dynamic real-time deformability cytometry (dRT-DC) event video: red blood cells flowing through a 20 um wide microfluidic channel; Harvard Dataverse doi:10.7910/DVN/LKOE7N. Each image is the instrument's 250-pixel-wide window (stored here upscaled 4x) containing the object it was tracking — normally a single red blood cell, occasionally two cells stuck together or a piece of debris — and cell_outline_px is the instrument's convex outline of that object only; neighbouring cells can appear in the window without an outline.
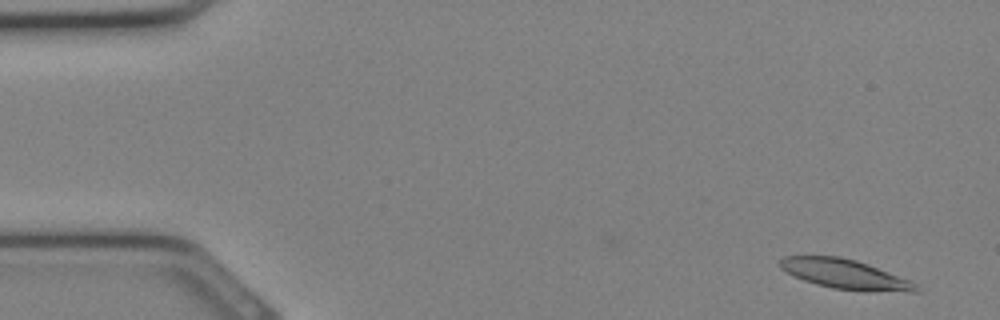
{"species": "Egyptian fruit bat (a non-hibernating species)", "species_latin": "Rousettus aegyptiacus", "temperature_condition": "cold", "stored_images_in_passage": 8, "camera_frame_rate_fps": 3000, "um_per_image_px": 0.085, "animal": {"sex": "female"}, "frame": {"image": 1, "passage_image": 2, "time_ms": 0.333, "image_size_px": [1000, 320], "cell_outline_px": [[920, 292], [908, 292], [832, 288], [816, 284], [804, 280], [780, 268], [780, 260], [784, 256], [840, 256], [856, 260], [868, 264], [908, 280], [916, 284]], "centroid_in_image_um": [71.8, 23.28], "position_along_channel_um": 13.2, "area_um2": 22.77}}